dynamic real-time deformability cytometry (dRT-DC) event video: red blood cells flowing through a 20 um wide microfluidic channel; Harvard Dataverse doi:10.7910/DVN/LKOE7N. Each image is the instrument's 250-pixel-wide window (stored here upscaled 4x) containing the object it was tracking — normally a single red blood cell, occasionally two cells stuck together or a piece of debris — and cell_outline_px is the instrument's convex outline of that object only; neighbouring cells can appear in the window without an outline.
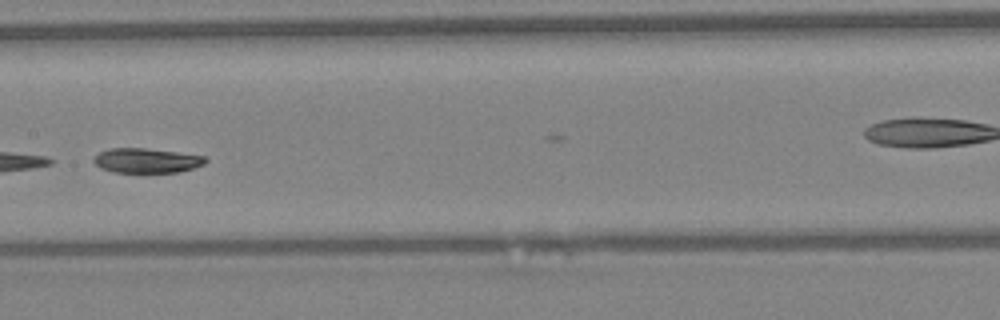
{"species": "Egyptian fruit bat (a non-hibernating species)", "species_latin": "Rousettus aegyptiacus", "temperature_condition": "warm", "stored_images_in_passage": 22, "camera_frame_rate_fps": 3000, "um_per_image_px": 0.085, "animal": {"sex": "female"}, "frame": {"image": 1, "passage_image": 13, "time_ms": 4.0, "image_size_px": [1000, 320], "cell_outline_px": [[208, 160], [204, 164], [180, 172], [112, 172], [100, 168], [92, 160], [92, 156], [108, 148], [144, 148], [176, 152], [204, 156]], "centroid_in_image_um": [12.41, 13.64], "position_along_channel_um": 195.0, "area_um2": 16.07}}